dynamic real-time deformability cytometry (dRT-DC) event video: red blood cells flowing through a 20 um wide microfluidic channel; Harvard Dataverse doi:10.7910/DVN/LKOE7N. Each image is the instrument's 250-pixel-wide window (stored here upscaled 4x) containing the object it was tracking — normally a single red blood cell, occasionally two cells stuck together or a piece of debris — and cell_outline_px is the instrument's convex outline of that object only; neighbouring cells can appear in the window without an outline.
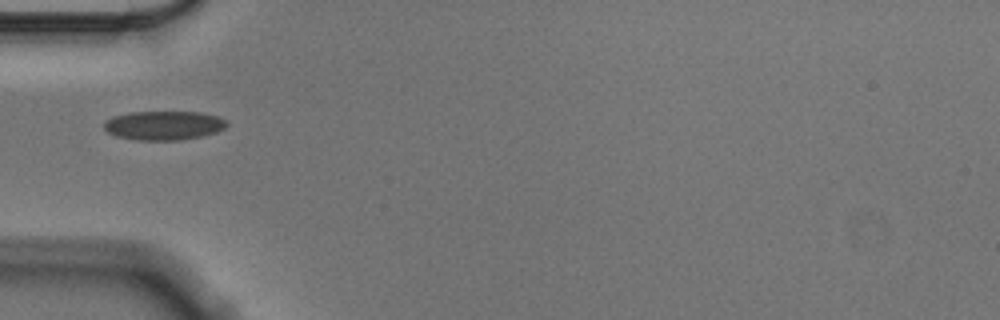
{"species": "Egyptian fruit bat (a non-hibernating species)", "species_latin": "Rousettus aegyptiacus", "temperature_condition": "cold", "stored_images_in_passage": 39, "camera_frame_rate_fps": 3000, "um_per_image_px": 0.085, "animal": {"sex": "male"}, "frame": {"image": 1, "passage_image": 1, "time_ms": 0.0, "image_size_px": [1000, 320], "cell_outline_px": [[228, 124], [224, 128], [216, 132], [204, 136], [180, 140], [136, 140], [116, 136], [108, 132], [104, 128], [104, 120], [112, 116], [128, 112], [200, 112], [216, 116], [224, 120]], "centroid_in_image_um": [13.88, 10.66], "position_along_channel_um": 71.1, "area_um2": 20.87}}
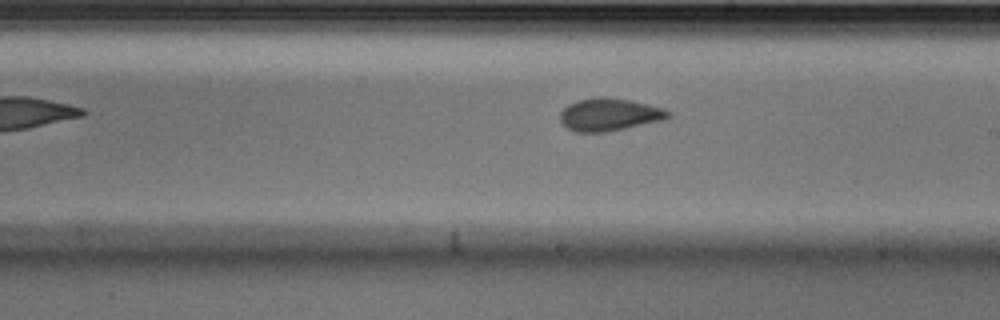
{"frame": {"image": 2, "passage_image": 15, "time_ms": 4.667, "image_size_px": [1000, 320], "cell_outline_px": [[672, 116], [664, 120], [604, 132], [576, 132], [568, 128], [560, 120], [560, 112], [568, 104], [576, 100], [604, 96], [628, 100], [648, 104], [664, 108], [672, 112]], "centroid_in_image_um": [51.81, 9.73], "position_along_channel_um": 237.2, "area_um2": 20.52}}
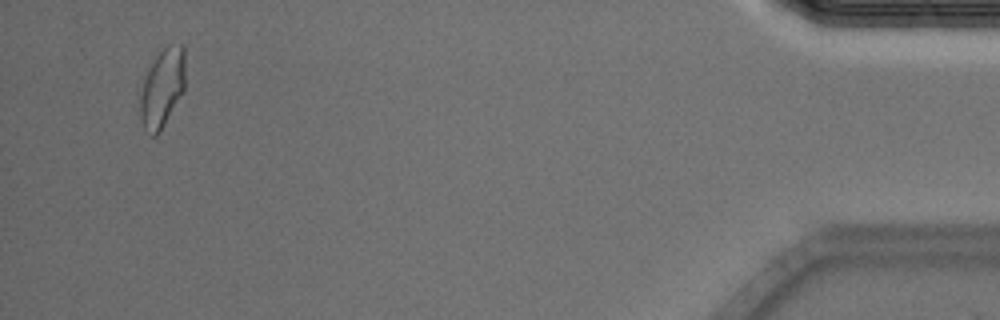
{"frame": {"image": 3, "passage_image": 37, "time_ms": 12.0, "image_size_px": [1000, 320], "cell_outline_px": [[184, 92], [160, 132], [156, 136], [152, 136], [144, 128], [140, 120], [136, 92], [156, 56], [168, 44], [180, 44], [184, 48]], "centroid_in_image_um": [13.73, 7.53], "position_along_channel_um": 421.5, "area_um2": 21.33}, "authors_computed_cell_mechanics": {"area_um2": 20.23, "velocity_mm_per_s": 3.5437, "shape_relaxation_time_tau1_ms": 4.8259, "shape_relaxation_time_tau2_ms": 1.5643, "deformation_change_tau1": 0.1028, "deformation_change_tau2": 0.0392}}